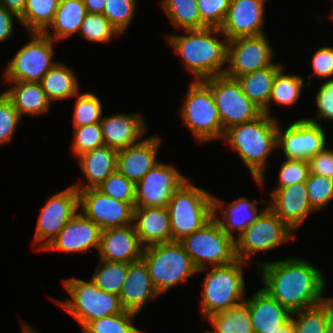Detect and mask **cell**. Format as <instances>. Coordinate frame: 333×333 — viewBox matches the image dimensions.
<instances>
[{
	"label": "cell",
	"mask_w": 333,
	"mask_h": 333,
	"mask_svg": "<svg viewBox=\"0 0 333 333\" xmlns=\"http://www.w3.org/2000/svg\"><path fill=\"white\" fill-rule=\"evenodd\" d=\"M263 289L291 313L323 303L326 277L314 264L299 257L258 263ZM324 295V296H323Z\"/></svg>",
	"instance_id": "1"
},
{
	"label": "cell",
	"mask_w": 333,
	"mask_h": 333,
	"mask_svg": "<svg viewBox=\"0 0 333 333\" xmlns=\"http://www.w3.org/2000/svg\"><path fill=\"white\" fill-rule=\"evenodd\" d=\"M187 34L166 36L169 45L179 54L194 81L224 75L227 65L228 39L220 28L185 29ZM221 34V35H220ZM223 37L221 41L220 37Z\"/></svg>",
	"instance_id": "2"
},
{
	"label": "cell",
	"mask_w": 333,
	"mask_h": 333,
	"mask_svg": "<svg viewBox=\"0 0 333 333\" xmlns=\"http://www.w3.org/2000/svg\"><path fill=\"white\" fill-rule=\"evenodd\" d=\"M278 121L264 112L257 118L225 130L223 138L247 166L254 181L263 185L266 163L277 149Z\"/></svg>",
	"instance_id": "3"
},
{
	"label": "cell",
	"mask_w": 333,
	"mask_h": 333,
	"mask_svg": "<svg viewBox=\"0 0 333 333\" xmlns=\"http://www.w3.org/2000/svg\"><path fill=\"white\" fill-rule=\"evenodd\" d=\"M244 264L240 259L225 266L203 268L201 313L204 318L236 306L246 299Z\"/></svg>",
	"instance_id": "4"
},
{
	"label": "cell",
	"mask_w": 333,
	"mask_h": 333,
	"mask_svg": "<svg viewBox=\"0 0 333 333\" xmlns=\"http://www.w3.org/2000/svg\"><path fill=\"white\" fill-rule=\"evenodd\" d=\"M213 196L190 180L175 191L167 206L172 241L182 240L213 219Z\"/></svg>",
	"instance_id": "5"
},
{
	"label": "cell",
	"mask_w": 333,
	"mask_h": 333,
	"mask_svg": "<svg viewBox=\"0 0 333 333\" xmlns=\"http://www.w3.org/2000/svg\"><path fill=\"white\" fill-rule=\"evenodd\" d=\"M141 259L147 265L152 284L159 295L198 274L179 241L146 246Z\"/></svg>",
	"instance_id": "6"
},
{
	"label": "cell",
	"mask_w": 333,
	"mask_h": 333,
	"mask_svg": "<svg viewBox=\"0 0 333 333\" xmlns=\"http://www.w3.org/2000/svg\"><path fill=\"white\" fill-rule=\"evenodd\" d=\"M63 286L71 299L55 300L66 310L83 328L88 322L125 312L118 295L99 289L90 279H65Z\"/></svg>",
	"instance_id": "7"
},
{
	"label": "cell",
	"mask_w": 333,
	"mask_h": 333,
	"mask_svg": "<svg viewBox=\"0 0 333 333\" xmlns=\"http://www.w3.org/2000/svg\"><path fill=\"white\" fill-rule=\"evenodd\" d=\"M180 118L197 143L223 138L224 129L210 88L202 81L190 82Z\"/></svg>",
	"instance_id": "8"
},
{
	"label": "cell",
	"mask_w": 333,
	"mask_h": 333,
	"mask_svg": "<svg viewBox=\"0 0 333 333\" xmlns=\"http://www.w3.org/2000/svg\"><path fill=\"white\" fill-rule=\"evenodd\" d=\"M197 270L225 266L237 260L235 240L213 218L203 228L179 241Z\"/></svg>",
	"instance_id": "9"
},
{
	"label": "cell",
	"mask_w": 333,
	"mask_h": 333,
	"mask_svg": "<svg viewBox=\"0 0 333 333\" xmlns=\"http://www.w3.org/2000/svg\"><path fill=\"white\" fill-rule=\"evenodd\" d=\"M295 239L293 230L268 206L235 240L237 259L248 263L257 252H267Z\"/></svg>",
	"instance_id": "10"
},
{
	"label": "cell",
	"mask_w": 333,
	"mask_h": 333,
	"mask_svg": "<svg viewBox=\"0 0 333 333\" xmlns=\"http://www.w3.org/2000/svg\"><path fill=\"white\" fill-rule=\"evenodd\" d=\"M31 39L8 61L3 79L6 82L40 83L58 62L54 61V40L44 33H28Z\"/></svg>",
	"instance_id": "11"
},
{
	"label": "cell",
	"mask_w": 333,
	"mask_h": 333,
	"mask_svg": "<svg viewBox=\"0 0 333 333\" xmlns=\"http://www.w3.org/2000/svg\"><path fill=\"white\" fill-rule=\"evenodd\" d=\"M211 90L224 131L251 121L263 111L244 93L237 79L218 75L202 80Z\"/></svg>",
	"instance_id": "12"
},
{
	"label": "cell",
	"mask_w": 333,
	"mask_h": 333,
	"mask_svg": "<svg viewBox=\"0 0 333 333\" xmlns=\"http://www.w3.org/2000/svg\"><path fill=\"white\" fill-rule=\"evenodd\" d=\"M266 34L239 37L228 41L227 66L224 75L237 79L274 62V50Z\"/></svg>",
	"instance_id": "13"
},
{
	"label": "cell",
	"mask_w": 333,
	"mask_h": 333,
	"mask_svg": "<svg viewBox=\"0 0 333 333\" xmlns=\"http://www.w3.org/2000/svg\"><path fill=\"white\" fill-rule=\"evenodd\" d=\"M78 211V190L73 185L51 196L37 220L33 243L39 244L38 250H44Z\"/></svg>",
	"instance_id": "14"
},
{
	"label": "cell",
	"mask_w": 333,
	"mask_h": 333,
	"mask_svg": "<svg viewBox=\"0 0 333 333\" xmlns=\"http://www.w3.org/2000/svg\"><path fill=\"white\" fill-rule=\"evenodd\" d=\"M80 212L101 230L133 224L135 202H123L97 188L78 190Z\"/></svg>",
	"instance_id": "15"
},
{
	"label": "cell",
	"mask_w": 333,
	"mask_h": 333,
	"mask_svg": "<svg viewBox=\"0 0 333 333\" xmlns=\"http://www.w3.org/2000/svg\"><path fill=\"white\" fill-rule=\"evenodd\" d=\"M187 180L173 165L159 162L136 183L135 207H167Z\"/></svg>",
	"instance_id": "16"
},
{
	"label": "cell",
	"mask_w": 333,
	"mask_h": 333,
	"mask_svg": "<svg viewBox=\"0 0 333 333\" xmlns=\"http://www.w3.org/2000/svg\"><path fill=\"white\" fill-rule=\"evenodd\" d=\"M327 145V136L322 124L298 118L285 130L278 124L277 148H281L286 159H304L320 152Z\"/></svg>",
	"instance_id": "17"
},
{
	"label": "cell",
	"mask_w": 333,
	"mask_h": 333,
	"mask_svg": "<svg viewBox=\"0 0 333 333\" xmlns=\"http://www.w3.org/2000/svg\"><path fill=\"white\" fill-rule=\"evenodd\" d=\"M266 0H231L226 19L220 28L228 41L265 34Z\"/></svg>",
	"instance_id": "18"
},
{
	"label": "cell",
	"mask_w": 333,
	"mask_h": 333,
	"mask_svg": "<svg viewBox=\"0 0 333 333\" xmlns=\"http://www.w3.org/2000/svg\"><path fill=\"white\" fill-rule=\"evenodd\" d=\"M100 234V227L78 211L44 250L86 253L95 248L98 251Z\"/></svg>",
	"instance_id": "19"
},
{
	"label": "cell",
	"mask_w": 333,
	"mask_h": 333,
	"mask_svg": "<svg viewBox=\"0 0 333 333\" xmlns=\"http://www.w3.org/2000/svg\"><path fill=\"white\" fill-rule=\"evenodd\" d=\"M269 197L271 202L267 206L293 231L315 212L309 203L305 182L273 189Z\"/></svg>",
	"instance_id": "20"
},
{
	"label": "cell",
	"mask_w": 333,
	"mask_h": 333,
	"mask_svg": "<svg viewBox=\"0 0 333 333\" xmlns=\"http://www.w3.org/2000/svg\"><path fill=\"white\" fill-rule=\"evenodd\" d=\"M143 250L133 224L101 230L98 253L102 260L133 263L141 260Z\"/></svg>",
	"instance_id": "21"
},
{
	"label": "cell",
	"mask_w": 333,
	"mask_h": 333,
	"mask_svg": "<svg viewBox=\"0 0 333 333\" xmlns=\"http://www.w3.org/2000/svg\"><path fill=\"white\" fill-rule=\"evenodd\" d=\"M161 142V137L152 135L144 137L134 145L118 150L117 170L136 184L159 163L157 155Z\"/></svg>",
	"instance_id": "22"
},
{
	"label": "cell",
	"mask_w": 333,
	"mask_h": 333,
	"mask_svg": "<svg viewBox=\"0 0 333 333\" xmlns=\"http://www.w3.org/2000/svg\"><path fill=\"white\" fill-rule=\"evenodd\" d=\"M258 202L264 203L266 201L263 199L261 201H257V199L251 201V199L241 196L226 206L223 200L213 196V218L227 235L236 240L263 211H259L260 208L256 207ZM218 212L221 217H219ZM234 232H237V237Z\"/></svg>",
	"instance_id": "23"
},
{
	"label": "cell",
	"mask_w": 333,
	"mask_h": 333,
	"mask_svg": "<svg viewBox=\"0 0 333 333\" xmlns=\"http://www.w3.org/2000/svg\"><path fill=\"white\" fill-rule=\"evenodd\" d=\"M100 126L104 145L117 151L140 142L147 132L144 118L134 113L104 116Z\"/></svg>",
	"instance_id": "24"
},
{
	"label": "cell",
	"mask_w": 333,
	"mask_h": 333,
	"mask_svg": "<svg viewBox=\"0 0 333 333\" xmlns=\"http://www.w3.org/2000/svg\"><path fill=\"white\" fill-rule=\"evenodd\" d=\"M245 302L254 333H274L291 318V312L260 288Z\"/></svg>",
	"instance_id": "25"
},
{
	"label": "cell",
	"mask_w": 333,
	"mask_h": 333,
	"mask_svg": "<svg viewBox=\"0 0 333 333\" xmlns=\"http://www.w3.org/2000/svg\"><path fill=\"white\" fill-rule=\"evenodd\" d=\"M160 296L154 288L145 262L128 263V271L119 294L121 304L126 311L140 313L146 303Z\"/></svg>",
	"instance_id": "26"
},
{
	"label": "cell",
	"mask_w": 333,
	"mask_h": 333,
	"mask_svg": "<svg viewBox=\"0 0 333 333\" xmlns=\"http://www.w3.org/2000/svg\"><path fill=\"white\" fill-rule=\"evenodd\" d=\"M133 225L144 247L172 242L167 207H134Z\"/></svg>",
	"instance_id": "27"
},
{
	"label": "cell",
	"mask_w": 333,
	"mask_h": 333,
	"mask_svg": "<svg viewBox=\"0 0 333 333\" xmlns=\"http://www.w3.org/2000/svg\"><path fill=\"white\" fill-rule=\"evenodd\" d=\"M118 151L106 145L79 155V168L87 184L75 183L77 190L97 188L109 175L117 170Z\"/></svg>",
	"instance_id": "28"
},
{
	"label": "cell",
	"mask_w": 333,
	"mask_h": 333,
	"mask_svg": "<svg viewBox=\"0 0 333 333\" xmlns=\"http://www.w3.org/2000/svg\"><path fill=\"white\" fill-rule=\"evenodd\" d=\"M8 83L13 85L4 93L11 99L21 117L26 114H30L29 117L38 116L48 112L52 103L40 83L25 81Z\"/></svg>",
	"instance_id": "29"
},
{
	"label": "cell",
	"mask_w": 333,
	"mask_h": 333,
	"mask_svg": "<svg viewBox=\"0 0 333 333\" xmlns=\"http://www.w3.org/2000/svg\"><path fill=\"white\" fill-rule=\"evenodd\" d=\"M87 14L83 0H60L54 20L44 34L55 42L78 34Z\"/></svg>",
	"instance_id": "30"
},
{
	"label": "cell",
	"mask_w": 333,
	"mask_h": 333,
	"mask_svg": "<svg viewBox=\"0 0 333 333\" xmlns=\"http://www.w3.org/2000/svg\"><path fill=\"white\" fill-rule=\"evenodd\" d=\"M282 68V64L274 63L269 67L256 70L237 78L243 93L265 114H267V105L274 79Z\"/></svg>",
	"instance_id": "31"
},
{
	"label": "cell",
	"mask_w": 333,
	"mask_h": 333,
	"mask_svg": "<svg viewBox=\"0 0 333 333\" xmlns=\"http://www.w3.org/2000/svg\"><path fill=\"white\" fill-rule=\"evenodd\" d=\"M40 84L51 103L74 98L80 92L78 77L72 68L59 61L44 75Z\"/></svg>",
	"instance_id": "32"
},
{
	"label": "cell",
	"mask_w": 333,
	"mask_h": 333,
	"mask_svg": "<svg viewBox=\"0 0 333 333\" xmlns=\"http://www.w3.org/2000/svg\"><path fill=\"white\" fill-rule=\"evenodd\" d=\"M214 330L205 333H254L247 303L244 301L206 317Z\"/></svg>",
	"instance_id": "33"
},
{
	"label": "cell",
	"mask_w": 333,
	"mask_h": 333,
	"mask_svg": "<svg viewBox=\"0 0 333 333\" xmlns=\"http://www.w3.org/2000/svg\"><path fill=\"white\" fill-rule=\"evenodd\" d=\"M282 68L276 75L271 89L269 102L267 105V115L272 116L270 113V105L275 103L279 106H293L301 97L302 89L311 85L309 80L306 85L304 84L303 77L297 74H286Z\"/></svg>",
	"instance_id": "34"
},
{
	"label": "cell",
	"mask_w": 333,
	"mask_h": 333,
	"mask_svg": "<svg viewBox=\"0 0 333 333\" xmlns=\"http://www.w3.org/2000/svg\"><path fill=\"white\" fill-rule=\"evenodd\" d=\"M60 0H27L20 24L28 33H44L52 24Z\"/></svg>",
	"instance_id": "35"
},
{
	"label": "cell",
	"mask_w": 333,
	"mask_h": 333,
	"mask_svg": "<svg viewBox=\"0 0 333 333\" xmlns=\"http://www.w3.org/2000/svg\"><path fill=\"white\" fill-rule=\"evenodd\" d=\"M160 3L174 27L201 29L197 0H160Z\"/></svg>",
	"instance_id": "36"
},
{
	"label": "cell",
	"mask_w": 333,
	"mask_h": 333,
	"mask_svg": "<svg viewBox=\"0 0 333 333\" xmlns=\"http://www.w3.org/2000/svg\"><path fill=\"white\" fill-rule=\"evenodd\" d=\"M99 260L91 280L99 289L119 296L126 279L128 263Z\"/></svg>",
	"instance_id": "37"
},
{
	"label": "cell",
	"mask_w": 333,
	"mask_h": 333,
	"mask_svg": "<svg viewBox=\"0 0 333 333\" xmlns=\"http://www.w3.org/2000/svg\"><path fill=\"white\" fill-rule=\"evenodd\" d=\"M329 315V298L311 308L291 314L294 333H326Z\"/></svg>",
	"instance_id": "38"
},
{
	"label": "cell",
	"mask_w": 333,
	"mask_h": 333,
	"mask_svg": "<svg viewBox=\"0 0 333 333\" xmlns=\"http://www.w3.org/2000/svg\"><path fill=\"white\" fill-rule=\"evenodd\" d=\"M138 314L125 311L120 314L108 315L88 322L82 329V333H144L133 325V319Z\"/></svg>",
	"instance_id": "39"
},
{
	"label": "cell",
	"mask_w": 333,
	"mask_h": 333,
	"mask_svg": "<svg viewBox=\"0 0 333 333\" xmlns=\"http://www.w3.org/2000/svg\"><path fill=\"white\" fill-rule=\"evenodd\" d=\"M79 35L89 42L106 43L121 34L103 14L87 12L80 26Z\"/></svg>",
	"instance_id": "40"
},
{
	"label": "cell",
	"mask_w": 333,
	"mask_h": 333,
	"mask_svg": "<svg viewBox=\"0 0 333 333\" xmlns=\"http://www.w3.org/2000/svg\"><path fill=\"white\" fill-rule=\"evenodd\" d=\"M75 98L73 127L100 123L103 107L99 97L91 92H79Z\"/></svg>",
	"instance_id": "41"
},
{
	"label": "cell",
	"mask_w": 333,
	"mask_h": 333,
	"mask_svg": "<svg viewBox=\"0 0 333 333\" xmlns=\"http://www.w3.org/2000/svg\"><path fill=\"white\" fill-rule=\"evenodd\" d=\"M305 185L309 203L315 212L321 211L333 200V179L310 173Z\"/></svg>",
	"instance_id": "42"
},
{
	"label": "cell",
	"mask_w": 333,
	"mask_h": 333,
	"mask_svg": "<svg viewBox=\"0 0 333 333\" xmlns=\"http://www.w3.org/2000/svg\"><path fill=\"white\" fill-rule=\"evenodd\" d=\"M137 0H106L103 15L122 35L136 12Z\"/></svg>",
	"instance_id": "43"
},
{
	"label": "cell",
	"mask_w": 333,
	"mask_h": 333,
	"mask_svg": "<svg viewBox=\"0 0 333 333\" xmlns=\"http://www.w3.org/2000/svg\"><path fill=\"white\" fill-rule=\"evenodd\" d=\"M136 184L118 170L109 175L97 189L105 195L123 202H135Z\"/></svg>",
	"instance_id": "44"
},
{
	"label": "cell",
	"mask_w": 333,
	"mask_h": 333,
	"mask_svg": "<svg viewBox=\"0 0 333 333\" xmlns=\"http://www.w3.org/2000/svg\"><path fill=\"white\" fill-rule=\"evenodd\" d=\"M73 128L74 140L72 143V151L76 157L84 152L104 146L100 123Z\"/></svg>",
	"instance_id": "45"
},
{
	"label": "cell",
	"mask_w": 333,
	"mask_h": 333,
	"mask_svg": "<svg viewBox=\"0 0 333 333\" xmlns=\"http://www.w3.org/2000/svg\"><path fill=\"white\" fill-rule=\"evenodd\" d=\"M231 0H197L201 17V28H221L230 6Z\"/></svg>",
	"instance_id": "46"
},
{
	"label": "cell",
	"mask_w": 333,
	"mask_h": 333,
	"mask_svg": "<svg viewBox=\"0 0 333 333\" xmlns=\"http://www.w3.org/2000/svg\"><path fill=\"white\" fill-rule=\"evenodd\" d=\"M21 118L11 99L4 91L0 93V145L12 140Z\"/></svg>",
	"instance_id": "47"
},
{
	"label": "cell",
	"mask_w": 333,
	"mask_h": 333,
	"mask_svg": "<svg viewBox=\"0 0 333 333\" xmlns=\"http://www.w3.org/2000/svg\"><path fill=\"white\" fill-rule=\"evenodd\" d=\"M279 170L278 185L274 189H281L301 182H306L310 174L307 160L286 159Z\"/></svg>",
	"instance_id": "48"
},
{
	"label": "cell",
	"mask_w": 333,
	"mask_h": 333,
	"mask_svg": "<svg viewBox=\"0 0 333 333\" xmlns=\"http://www.w3.org/2000/svg\"><path fill=\"white\" fill-rule=\"evenodd\" d=\"M315 104L318 114L314 118L305 119L317 124H321L322 119L333 122V78L327 79L319 86Z\"/></svg>",
	"instance_id": "49"
},
{
	"label": "cell",
	"mask_w": 333,
	"mask_h": 333,
	"mask_svg": "<svg viewBox=\"0 0 333 333\" xmlns=\"http://www.w3.org/2000/svg\"><path fill=\"white\" fill-rule=\"evenodd\" d=\"M313 73L309 76L321 77L324 79L333 78V47H320L313 58H311Z\"/></svg>",
	"instance_id": "50"
},
{
	"label": "cell",
	"mask_w": 333,
	"mask_h": 333,
	"mask_svg": "<svg viewBox=\"0 0 333 333\" xmlns=\"http://www.w3.org/2000/svg\"><path fill=\"white\" fill-rule=\"evenodd\" d=\"M311 174L326 176L333 179V150L327 145L317 154L307 159Z\"/></svg>",
	"instance_id": "51"
},
{
	"label": "cell",
	"mask_w": 333,
	"mask_h": 333,
	"mask_svg": "<svg viewBox=\"0 0 333 333\" xmlns=\"http://www.w3.org/2000/svg\"><path fill=\"white\" fill-rule=\"evenodd\" d=\"M14 18L20 20L16 14L0 6V42L6 41L13 35Z\"/></svg>",
	"instance_id": "52"
},
{
	"label": "cell",
	"mask_w": 333,
	"mask_h": 333,
	"mask_svg": "<svg viewBox=\"0 0 333 333\" xmlns=\"http://www.w3.org/2000/svg\"><path fill=\"white\" fill-rule=\"evenodd\" d=\"M1 6L6 8L8 11L13 12L18 17L23 14L26 7L27 0H0Z\"/></svg>",
	"instance_id": "53"
},
{
	"label": "cell",
	"mask_w": 333,
	"mask_h": 333,
	"mask_svg": "<svg viewBox=\"0 0 333 333\" xmlns=\"http://www.w3.org/2000/svg\"><path fill=\"white\" fill-rule=\"evenodd\" d=\"M87 12L102 14L106 6V0H83Z\"/></svg>",
	"instance_id": "54"
},
{
	"label": "cell",
	"mask_w": 333,
	"mask_h": 333,
	"mask_svg": "<svg viewBox=\"0 0 333 333\" xmlns=\"http://www.w3.org/2000/svg\"><path fill=\"white\" fill-rule=\"evenodd\" d=\"M326 333H333V298L329 297V315Z\"/></svg>",
	"instance_id": "55"
},
{
	"label": "cell",
	"mask_w": 333,
	"mask_h": 333,
	"mask_svg": "<svg viewBox=\"0 0 333 333\" xmlns=\"http://www.w3.org/2000/svg\"><path fill=\"white\" fill-rule=\"evenodd\" d=\"M274 333H294L292 317Z\"/></svg>",
	"instance_id": "56"
},
{
	"label": "cell",
	"mask_w": 333,
	"mask_h": 333,
	"mask_svg": "<svg viewBox=\"0 0 333 333\" xmlns=\"http://www.w3.org/2000/svg\"><path fill=\"white\" fill-rule=\"evenodd\" d=\"M21 333H38V331H36V329H34L33 327H31L29 324L27 323H21Z\"/></svg>",
	"instance_id": "57"
},
{
	"label": "cell",
	"mask_w": 333,
	"mask_h": 333,
	"mask_svg": "<svg viewBox=\"0 0 333 333\" xmlns=\"http://www.w3.org/2000/svg\"><path fill=\"white\" fill-rule=\"evenodd\" d=\"M330 14H331L330 17H332V20H333V8H332V12Z\"/></svg>",
	"instance_id": "58"
}]
</instances>
